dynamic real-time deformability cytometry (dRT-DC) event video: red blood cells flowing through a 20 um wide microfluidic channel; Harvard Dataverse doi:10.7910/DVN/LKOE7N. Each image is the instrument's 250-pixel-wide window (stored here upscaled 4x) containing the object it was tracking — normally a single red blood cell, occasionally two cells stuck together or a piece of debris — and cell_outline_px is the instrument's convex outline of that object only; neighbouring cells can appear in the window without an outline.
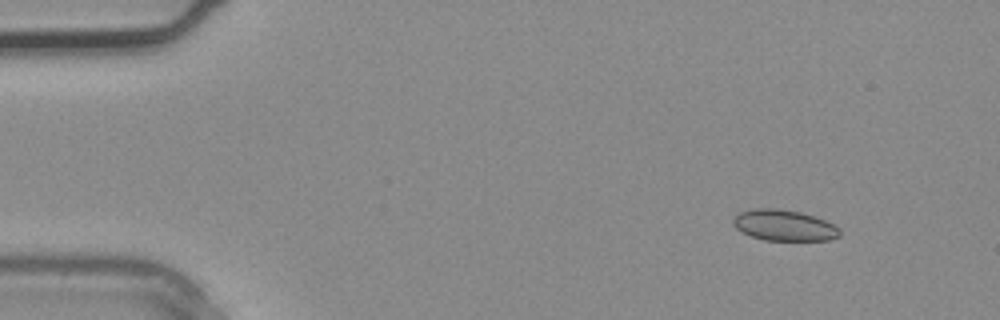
{"species": "common noctule bat (a hibernating species)", "species_latin": "Nyctalus noctula", "temperature_condition": "warm", "stored_images_in_passage": 3, "camera_frame_rate_fps": 3000, "um_per_image_px": 0.085, "animal": {"sex": "male", "body_mass_g": 20.4}, "frame": {"image": 1, "passage_image": 1, "time_ms": 0.0, "image_size_px": [1000, 320], "cell_outline_px": [[840, 236], [828, 240], [764, 240], [752, 236], [736, 228], [732, 224], [732, 220], [740, 212], [756, 208], [776, 208], [800, 212], [824, 220], [840, 228]], "centroid_in_image_um": [66.65, 19.15], "position_along_channel_um": 18.4, "area_um2": 19.02}}
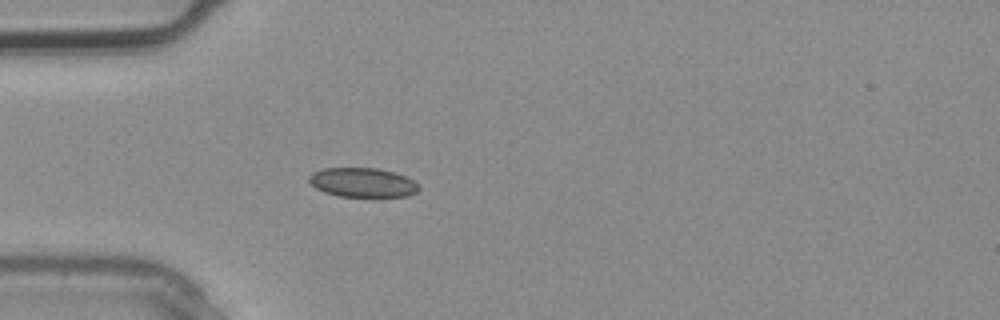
{"frame": {"image": 2, "passage_image": 3, "time_ms": 0.667, "image_size_px": [1000, 320], "cell_outline_px": [[420, 188], [416, 192], [408, 196], [340, 196], [324, 192], [316, 188], [308, 180], [308, 176], [312, 172], [324, 168], [376, 168], [392, 172], [404, 176], [412, 180]], "centroid_in_image_um": [30.78, 15.51], "position_along_channel_um": 54.2, "area_um2": 18.5}}